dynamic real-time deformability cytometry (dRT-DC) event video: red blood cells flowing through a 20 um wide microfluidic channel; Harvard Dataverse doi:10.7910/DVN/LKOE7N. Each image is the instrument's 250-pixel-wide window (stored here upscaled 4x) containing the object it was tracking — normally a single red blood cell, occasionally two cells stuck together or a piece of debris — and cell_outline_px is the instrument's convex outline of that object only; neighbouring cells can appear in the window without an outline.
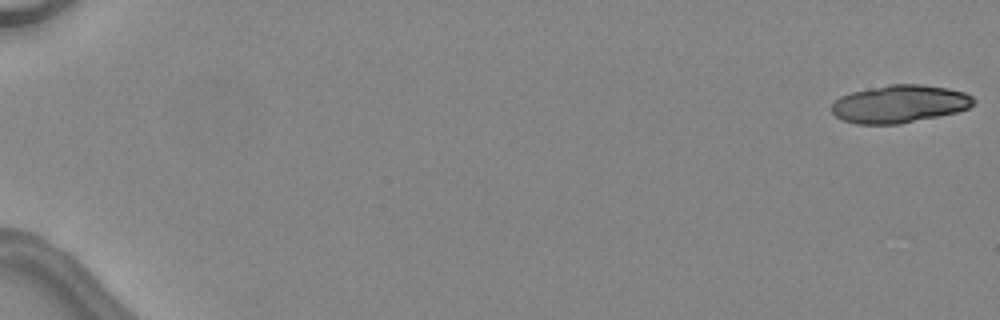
{"species": "common noctule bat (a hibernating species)", "species_latin": "Nyctalus noctula", "temperature_condition": "warm", "stored_images_in_passage": 29, "camera_frame_rate_fps": 3000, "um_per_image_px": 0.085, "animal": {"sex": "female", "body_mass_g": 24.6, "forearm_length_mm": 56.2}, "frame": {"image": 1, "passage_image": 1, "time_ms": 0.0, "image_size_px": [1000, 320], "cell_outline_px": [[976, 100], [968, 108], [956, 112], [940, 116], [900, 124], [856, 124], [844, 120], [836, 116], [832, 112], [832, 104], [840, 96], [852, 92], [888, 84], [920, 84], [948, 88], [964, 92], [972, 96]], "centroid_in_image_um": [76.47, 8.83], "position_along_channel_um": 8.5, "area_um2": 31.21}}